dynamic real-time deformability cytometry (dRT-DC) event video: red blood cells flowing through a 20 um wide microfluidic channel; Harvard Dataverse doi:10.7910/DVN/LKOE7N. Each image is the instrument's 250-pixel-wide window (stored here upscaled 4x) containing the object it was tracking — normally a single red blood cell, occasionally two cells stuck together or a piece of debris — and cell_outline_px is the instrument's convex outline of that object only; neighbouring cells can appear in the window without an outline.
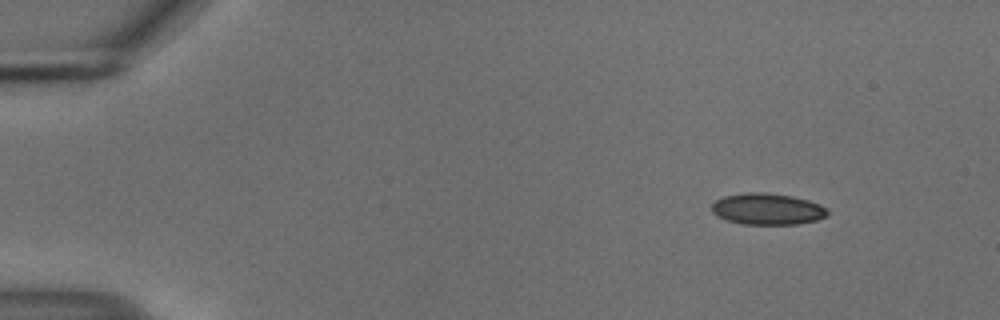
{"species": "common noctule bat (a hibernating species)", "species_latin": "Nyctalus noctula", "temperature_condition": "cold", "stored_images_in_passage": 49, "camera_frame_rate_fps": 3000, "um_per_image_px": 0.085, "animal": {"sex": "male", "body_mass_g": 18.8}, "frame": {"image": 1, "passage_image": 1, "time_ms": 0.0, "image_size_px": [1000, 320], "cell_outline_px": [[828, 212], [824, 216], [816, 220], [796, 224], [744, 224], [728, 220], [712, 212], [712, 204], [716, 200], [724, 196], [748, 192], [764, 192], [792, 196], [808, 200], [820, 204], [828, 208]], "centroid_in_image_um": [65.24, 17.75], "position_along_channel_um": 19.8, "area_um2": 20.98}}
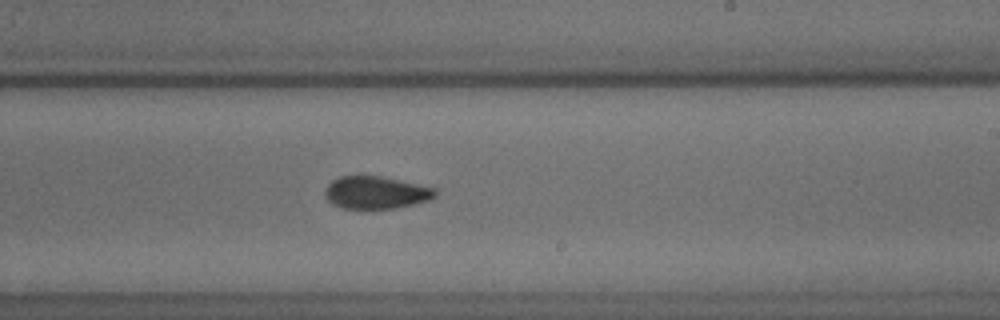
{"frame": {"image": 2, "passage_image": 28, "time_ms": 9.0, "image_size_px": [1000, 320], "cell_outline_px": [[436, 196], [428, 200], [416, 204], [396, 208], [344, 208], [332, 204], [328, 200], [324, 192], [328, 184], [332, 180], [340, 176], [380, 176], [436, 188]], "centroid_in_image_um": [31.96, 16.37], "position_along_channel_um": 257.0, "area_um2": 20.75}}
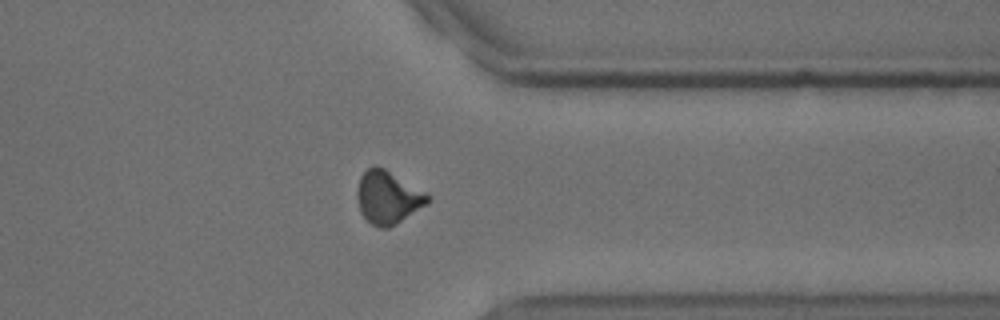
{"frame": {"image": 3, "passage_image": 38, "time_ms": 12.333, "image_size_px": [1000, 320], "cell_outline_px": [[432, 196], [428, 204], [388, 228], [380, 228], [372, 224], [360, 212], [356, 196], [356, 192], [360, 176], [368, 168], [376, 164], [384, 168], [428, 192]], "centroid_in_image_um": [32.99, 16.75], "position_along_channel_um": 378.4, "area_um2": 21.96}, "authors_computed_cell_mechanics": {"area_um2": 21.1548, "velocity_mm_per_s": 3.7389, "shape_relaxation_time_tau1_ms": 5.1567, "shape_relaxation_time_tau2_ms": 2.3702, "deformation_change_tau1": 0.1177, "deformation_change_tau2": 0.0619}}